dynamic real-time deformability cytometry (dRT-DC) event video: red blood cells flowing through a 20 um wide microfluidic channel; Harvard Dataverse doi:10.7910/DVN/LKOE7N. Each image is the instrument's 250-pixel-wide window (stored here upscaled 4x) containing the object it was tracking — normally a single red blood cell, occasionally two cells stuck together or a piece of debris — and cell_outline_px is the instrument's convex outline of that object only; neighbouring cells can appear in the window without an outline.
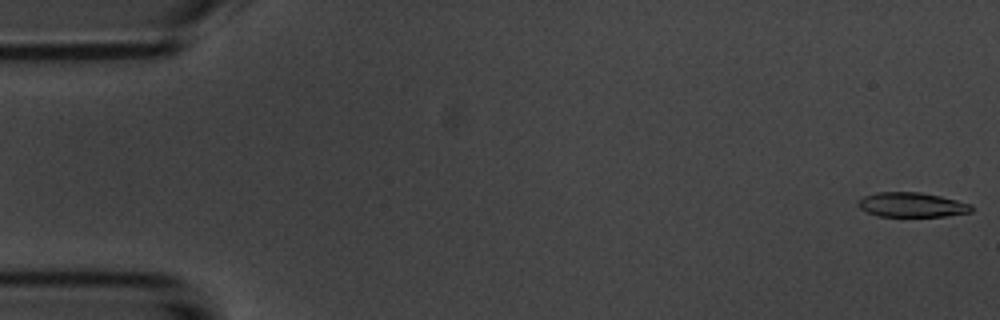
{"species": "common noctule bat (a hibernating species)", "species_latin": "Nyctalus noctula", "temperature_condition": "room temperature", "stored_images_in_passage": 55, "camera_frame_rate_fps": 3000, "um_per_image_px": 0.085, "animal": {"sex": "male", "body_mass_g": 20.1, "forearm_length_mm": 53.5}, "frame": {"image": 1, "passage_image": 1, "time_ms": 0.0, "image_size_px": [1000, 320], "cell_outline_px": [[972, 212], [944, 216], [876, 216], [860, 208], [856, 204], [864, 196], [876, 192], [920, 192], [940, 196], [972, 204]], "centroid_in_image_um": [77.5, 17.4], "position_along_channel_um": 7.5, "area_um2": 16.18}}
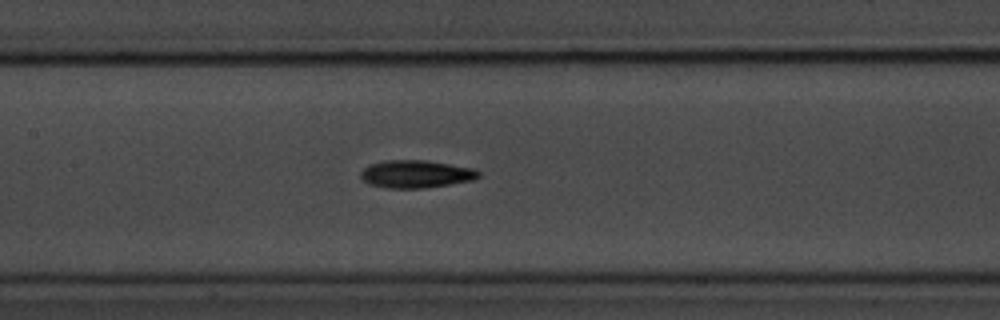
{"frame": {"image": 2, "passage_image": 25, "time_ms": 8.0, "image_size_px": [1000, 320], "cell_outline_px": [[480, 176], [472, 180], [424, 188], [388, 188], [368, 184], [360, 176], [360, 172], [368, 164], [384, 160], [428, 160], [472, 168], [480, 172]], "centroid_in_image_um": [35.31, 14.78], "position_along_channel_um": 172.1, "area_um2": 19.02}}
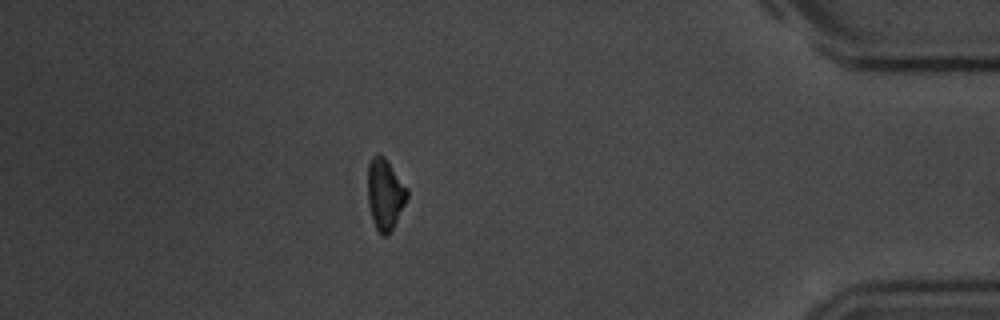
{"frame": {"image": 3, "passage_image": 47, "time_ms": 15.333, "image_size_px": [1000, 320], "cell_outline_px": [[408, 196], [392, 228], [384, 236], [376, 228], [372, 220], [368, 204], [368, 164], [372, 156], [376, 152], [384, 156], [388, 160], [408, 188]], "centroid_in_image_um": [32.71, 16.42], "position_along_channel_um": 402.5, "area_um2": 16.24}, "authors_computed_cell_mechanics": {"area_um2": 17.6868, "velocity_mm_per_s": 3.7467, "shape_relaxation_time_tau1_ms": 3.6897, "shape_relaxation_time_tau2_ms": 9.4028, "deformation_change_tau1": 0.1483, "deformation_change_tau2": 0.203}}